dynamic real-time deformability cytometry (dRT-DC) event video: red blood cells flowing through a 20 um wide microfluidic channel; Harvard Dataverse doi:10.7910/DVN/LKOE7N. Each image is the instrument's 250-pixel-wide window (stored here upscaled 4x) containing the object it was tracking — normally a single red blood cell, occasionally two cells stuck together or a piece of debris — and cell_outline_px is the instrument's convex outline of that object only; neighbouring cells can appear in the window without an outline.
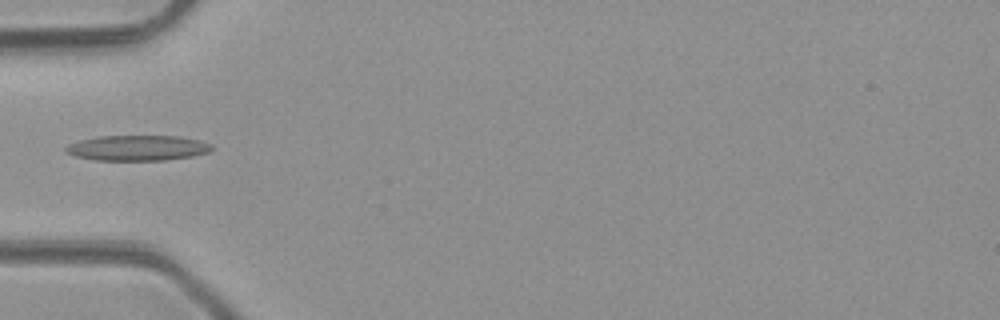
{"species": "common noctule bat (a hibernating species)", "species_latin": "Nyctalus noctula", "temperature_condition": "room temperature", "stored_images_in_passage": 6, "camera_frame_rate_fps": 3000, "um_per_image_px": 0.085, "animal": {"sex": "male", "body_mass_g": 23.1, "forearm_length_mm": 52.7}, "frame": {"image": 1, "passage_image": 5, "time_ms": 4.667, "image_size_px": [1000, 320], "cell_outline_px": [[212, 148], [208, 152], [192, 156], [164, 160], [96, 160], [76, 156], [64, 152], [64, 148], [68, 144], [80, 140], [100, 136], [180, 136], [212, 144]], "centroid_in_image_um": [11.65, 12.57], "position_along_channel_um": 73.3, "area_um2": 21.44}}
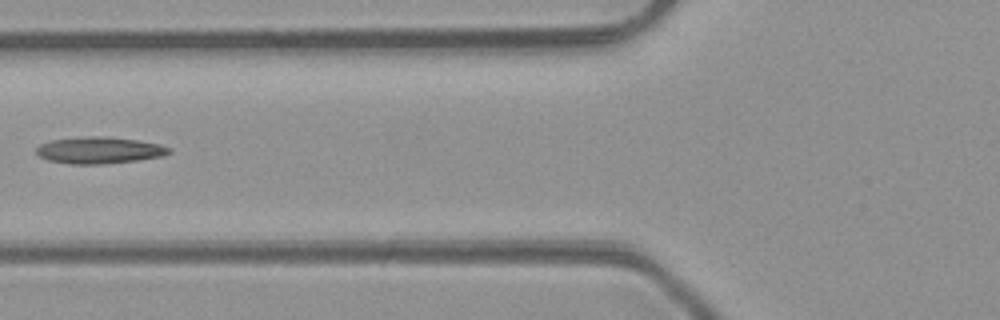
{"frame": {"image": 2, "passage_image": 6, "time_ms": 5.667, "image_size_px": [1000, 320], "cell_outline_px": [[172, 152], [164, 156], [136, 160], [104, 164], [68, 164], [48, 160], [40, 156], [36, 152], [36, 148], [40, 144], [52, 140], [84, 136], [104, 136], [136, 140], [160, 144], [172, 148]], "centroid_in_image_um": [8.46, 12.77], "position_along_channel_um": 117.3, "area_um2": 20.69}}